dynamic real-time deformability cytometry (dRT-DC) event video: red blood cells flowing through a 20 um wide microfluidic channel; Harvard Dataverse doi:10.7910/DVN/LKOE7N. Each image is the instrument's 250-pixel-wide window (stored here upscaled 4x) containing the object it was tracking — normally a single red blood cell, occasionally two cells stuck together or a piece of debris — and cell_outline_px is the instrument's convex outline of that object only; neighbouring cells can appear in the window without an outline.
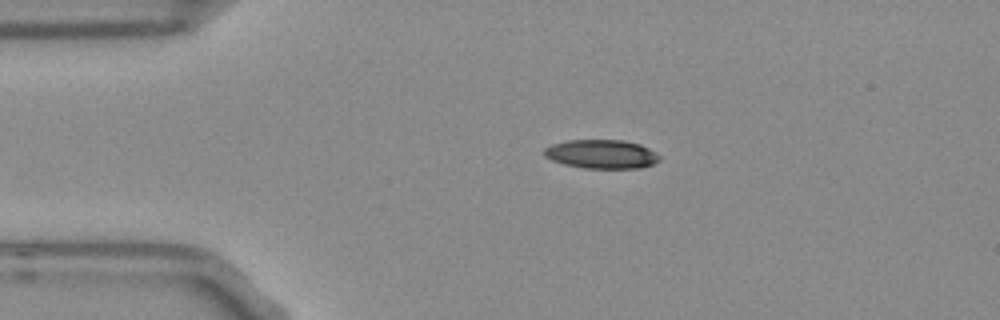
{"species": "Egyptian fruit bat (a non-hibernating species)", "species_latin": "Rousettus aegyptiacus", "temperature_condition": "room temperature", "stored_images_in_passage": 44, "camera_frame_rate_fps": 3000, "um_per_image_px": 0.085, "frame": {"image": 1, "passage_image": 1, "time_ms": 0.0, "image_size_px": [1000, 320], "cell_outline_px": [[660, 160], [652, 164], [640, 168], [584, 168], [564, 164], [552, 160], [544, 156], [544, 148], [552, 144], [568, 140], [624, 140], [640, 144], [656, 152], [660, 156]], "centroid_in_image_um": [51.13, 13.09], "position_along_channel_um": 33.9, "area_um2": 19.42}}
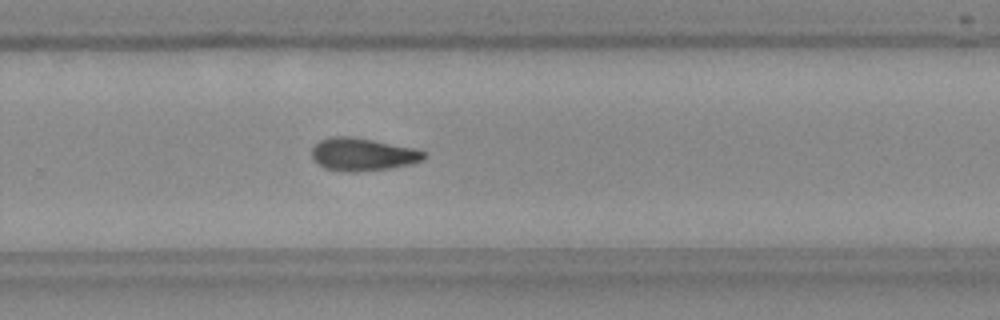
{"frame": {"image": 2, "passage_image": 25, "time_ms": 8.0, "image_size_px": [1000, 320], "cell_outline_px": [[424, 160], [408, 164], [388, 168], [352, 172], [348, 172], [324, 168], [312, 156], [312, 148], [320, 140], [332, 136], [352, 136], [416, 148], [424, 152]], "centroid_in_image_um": [30.82, 13.11], "position_along_channel_um": 299.0, "area_um2": 21.15}}
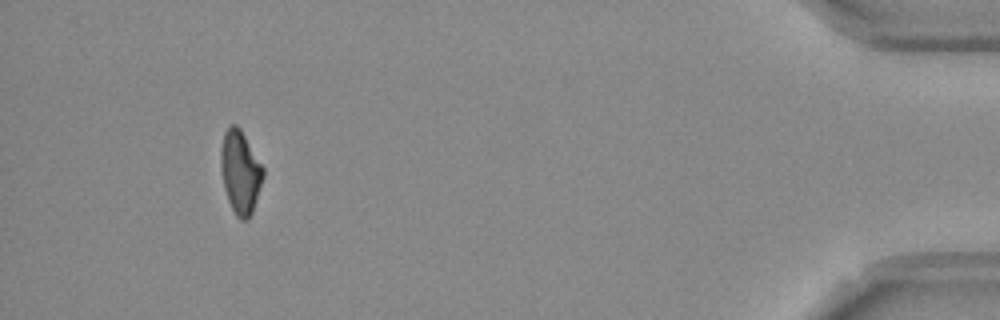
{"frame": {"image": 3, "passage_image": 40, "time_ms": 13.0, "image_size_px": [1000, 320], "cell_outline_px": [[264, 176], [252, 212], [248, 220], [240, 220], [236, 216], [228, 200], [224, 188], [220, 168], [220, 148], [224, 132], [232, 124], [236, 124], [240, 128], [264, 168]], "centroid_in_image_um": [20.41, 14.62], "position_along_channel_um": 414.8, "area_um2": 20.52}}